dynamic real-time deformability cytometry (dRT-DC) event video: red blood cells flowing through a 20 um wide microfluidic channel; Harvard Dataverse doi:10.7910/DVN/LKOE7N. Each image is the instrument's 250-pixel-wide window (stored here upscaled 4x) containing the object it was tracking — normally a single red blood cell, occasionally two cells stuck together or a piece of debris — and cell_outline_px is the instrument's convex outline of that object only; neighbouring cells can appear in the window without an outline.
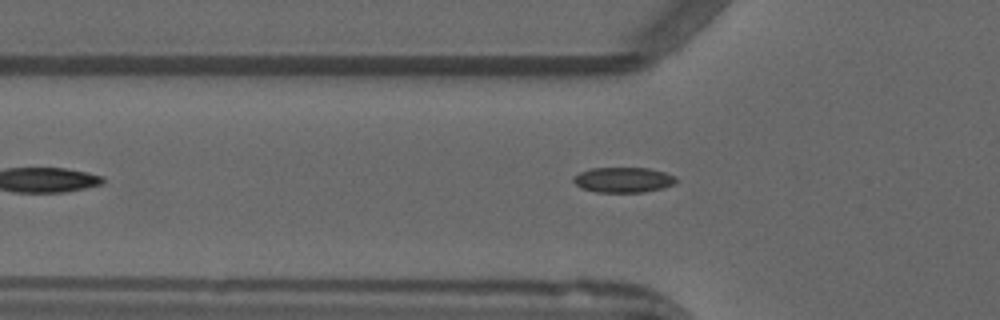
{"species": "common noctule bat (a hibernating species)", "species_latin": "Nyctalus noctula", "temperature_condition": "warm", "stored_images_in_passage": 37, "camera_frame_rate_fps": 3000, "um_per_image_px": 0.085, "animal": {"sex": "male", "forearm_length_mm": 52.5}, "frame": {"image": 1, "passage_image": 5, "time_ms": 1.333, "image_size_px": [1000, 320], "cell_outline_px": [[676, 184], [644, 192], [596, 192], [580, 188], [572, 180], [572, 176], [588, 168], [648, 168], [664, 172], [676, 176]], "centroid_in_image_um": [52.94, 15.28], "position_along_channel_um": 72.9, "area_um2": 15.2}}
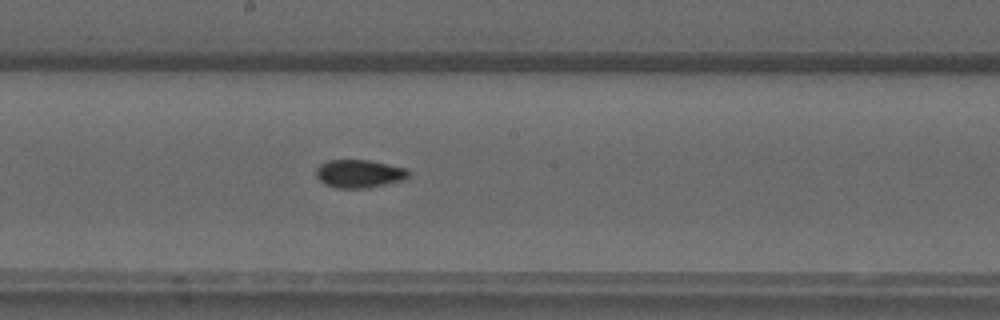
{"frame": {"image": 2, "passage_image": 16, "time_ms": 5.0, "image_size_px": [1000, 320], "cell_outline_px": [[412, 176], [404, 180], [368, 188], [336, 188], [324, 184], [316, 176], [316, 168], [320, 164], [328, 160], [368, 160], [388, 164], [404, 168]], "centroid_in_image_um": [30.53, 14.77], "position_along_channel_um": 217.7, "area_um2": 15.2}}
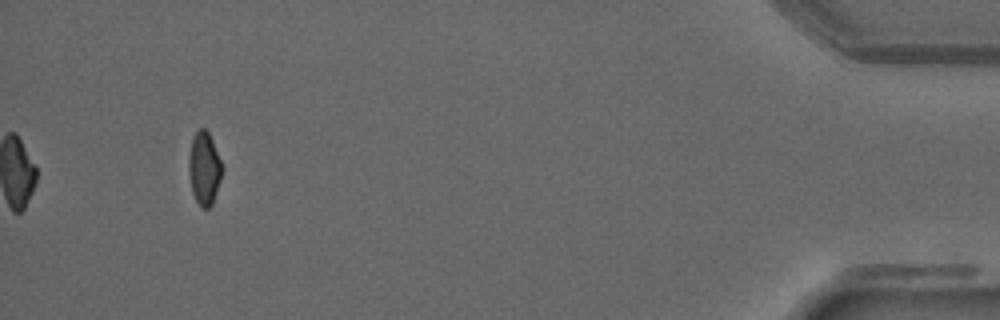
{"frame": {"image": 3, "passage_image": 37, "time_ms": 12.0, "image_size_px": [1000, 320], "cell_outline_px": [[220, 180], [212, 204], [208, 208], [200, 208], [192, 192], [188, 172], [188, 156], [192, 136], [200, 128], [204, 128], [208, 132], [212, 140], [220, 160]], "centroid_in_image_um": [17.31, 14.31], "position_along_channel_um": 417.9, "area_um2": 13.99}, "authors_computed_cell_mechanics": {"area_um2": 15.2014, "velocity_mm_per_s": 3.9435, "shape_relaxation_time_tau1_ms": null, "shape_relaxation_time_tau2_ms": 1.512, "deformation_change_tau1": null, "deformation_change_tau2": 0.0519}}